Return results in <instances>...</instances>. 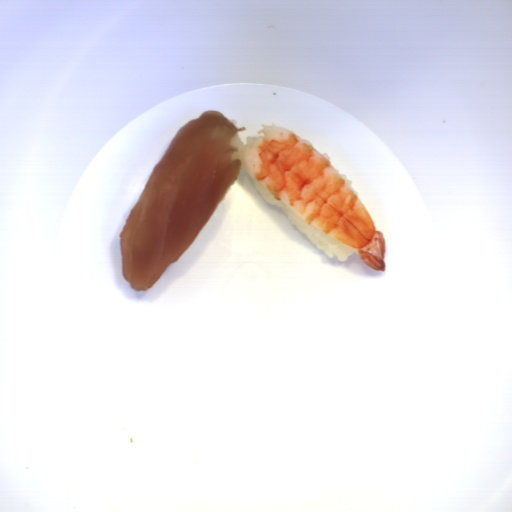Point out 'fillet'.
Segmentation results:
<instances>
[{
    "label": "fillet",
    "instance_id": "1",
    "mask_svg": "<svg viewBox=\"0 0 512 512\" xmlns=\"http://www.w3.org/2000/svg\"><path fill=\"white\" fill-rule=\"evenodd\" d=\"M246 126L215 109L179 127L120 231L121 275L151 289L202 232L240 175L231 142Z\"/></svg>",
    "mask_w": 512,
    "mask_h": 512
}]
</instances>
